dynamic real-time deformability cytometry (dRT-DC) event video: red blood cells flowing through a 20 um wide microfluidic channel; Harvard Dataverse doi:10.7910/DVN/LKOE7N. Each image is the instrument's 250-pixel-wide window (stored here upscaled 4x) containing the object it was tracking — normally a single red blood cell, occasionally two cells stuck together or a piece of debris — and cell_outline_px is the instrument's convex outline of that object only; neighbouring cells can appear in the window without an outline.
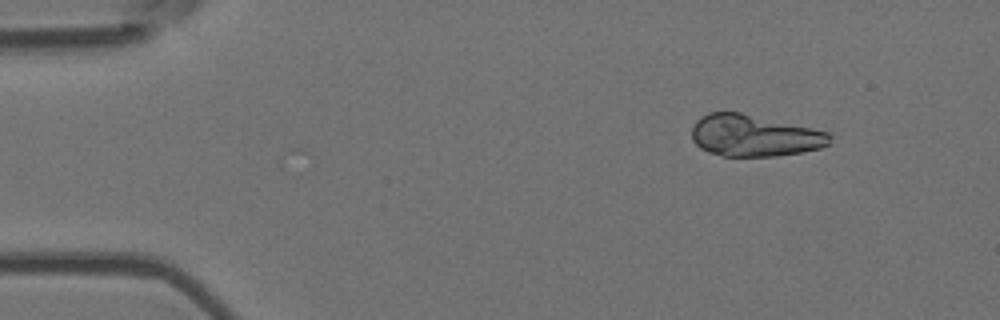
{"species": "Egyptian fruit bat (a non-hibernating species)", "species_latin": "Rousettus aegyptiacus", "temperature_condition": "room temperature", "stored_images_in_passage": 10, "camera_frame_rate_fps": 3000, "um_per_image_px": 0.085, "animal": {"sex": "female"}, "frame": {"image": 1, "passage_image": 1, "time_ms": 0.0, "image_size_px": [1000, 320], "cell_outline_px": [[832, 136], [828, 144], [820, 148], [800, 152], [776, 156], [724, 156], [708, 152], [700, 148], [692, 140], [692, 128], [696, 120], [708, 112], [740, 112], [832, 132]], "centroid_in_image_um": [64.12, 11.52], "position_along_channel_um": 20.9, "area_um2": 33.64}}
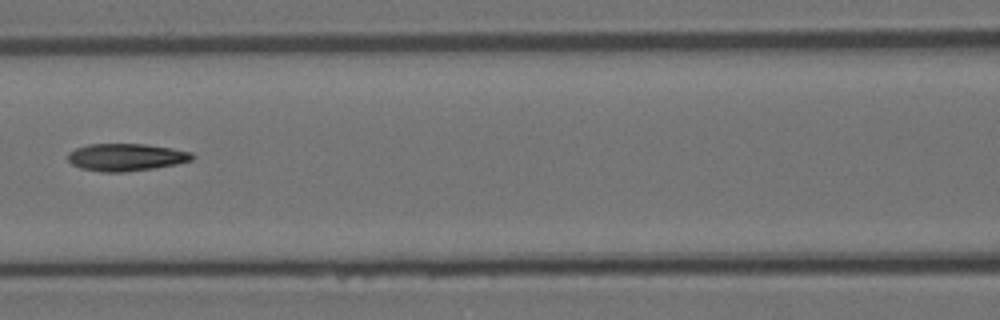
{"frame": {"image": 2, "passage_image": 6, "time_ms": 1.667, "image_size_px": [1000, 320], "cell_outline_px": [[196, 156], [192, 160], [176, 164], [152, 168], [124, 172], [100, 172], [80, 168], [72, 164], [68, 160], [68, 152], [76, 148], [88, 144], [144, 144], [172, 148], [192, 152]], "centroid_in_image_um": [10.71, 13.36], "position_along_channel_um": 155.9, "area_um2": 19.88}}
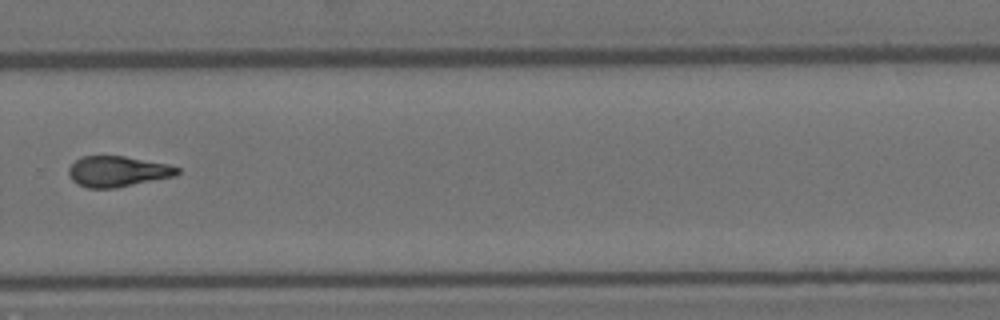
{"frame": {"image": 3, "passage_image": 10, "time_ms": 3.0, "image_size_px": [1000, 320], "cell_outline_px": [[180, 172], [176, 176], [116, 188], [88, 188], [76, 184], [72, 180], [68, 172], [68, 168], [76, 160], [84, 156], [124, 156], [168, 164], [180, 168]], "centroid_in_image_um": [10.01, 14.58], "position_along_channel_um": 319.8, "area_um2": 19.48}}